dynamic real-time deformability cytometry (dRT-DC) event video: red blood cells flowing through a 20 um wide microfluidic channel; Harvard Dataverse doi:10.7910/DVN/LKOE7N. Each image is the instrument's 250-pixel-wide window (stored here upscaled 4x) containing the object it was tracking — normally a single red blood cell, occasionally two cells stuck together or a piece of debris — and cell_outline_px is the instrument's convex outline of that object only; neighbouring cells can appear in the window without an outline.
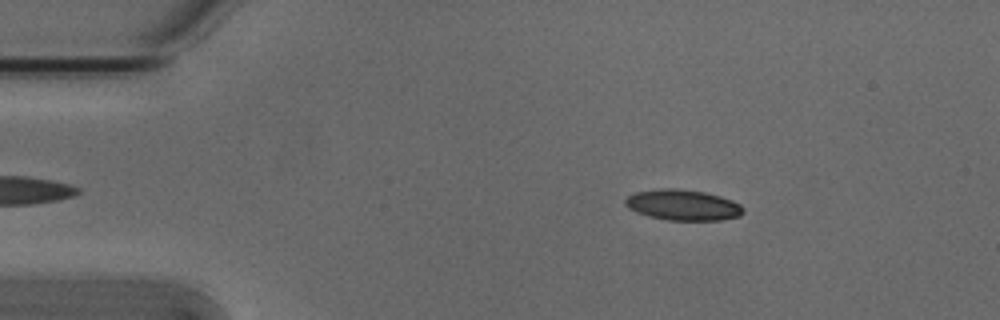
{"species": "Egyptian fruit bat (a non-hibernating species)", "species_latin": "Rousettus aegyptiacus", "temperature_condition": "cold", "stored_images_in_passage": 51, "camera_frame_rate_fps": 3000, "um_per_image_px": 0.085, "animal": {"sex": "male"}, "frame": {"image": 1, "passage_image": 6, "time_ms": 1.667, "image_size_px": [1000, 320], "cell_outline_px": [[744, 212], [740, 216], [720, 220], [668, 220], [648, 216], [636, 212], [628, 208], [624, 204], [624, 200], [628, 196], [636, 192], [660, 188], [676, 188], [704, 192], [720, 196], [732, 200], [740, 204], [744, 208]], "centroid_in_image_um": [58.04, 17.42], "position_along_channel_um": 27.0, "area_um2": 21.21}}
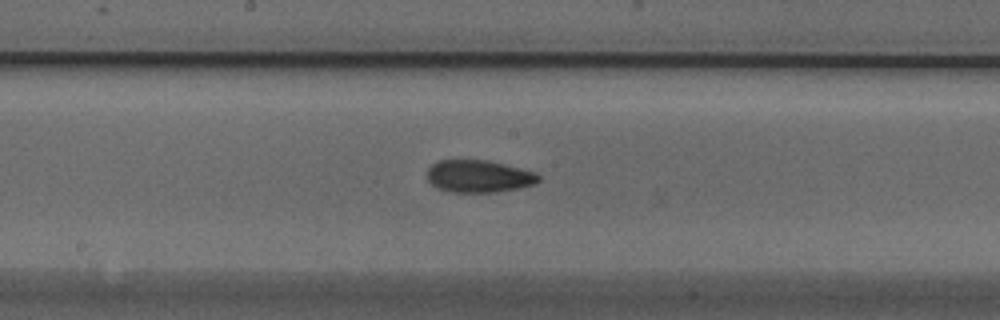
{"frame": {"image": 2, "passage_image": 25, "time_ms": 8.0, "image_size_px": [1000, 320], "cell_outline_px": [[540, 180], [536, 184], [520, 188], [496, 192], [452, 192], [436, 188], [428, 180], [428, 168], [432, 164], [440, 160], [488, 160], [536, 172], [540, 176]], "centroid_in_image_um": [40.72, 14.99], "position_along_channel_um": 207.5, "area_um2": 21.1}}
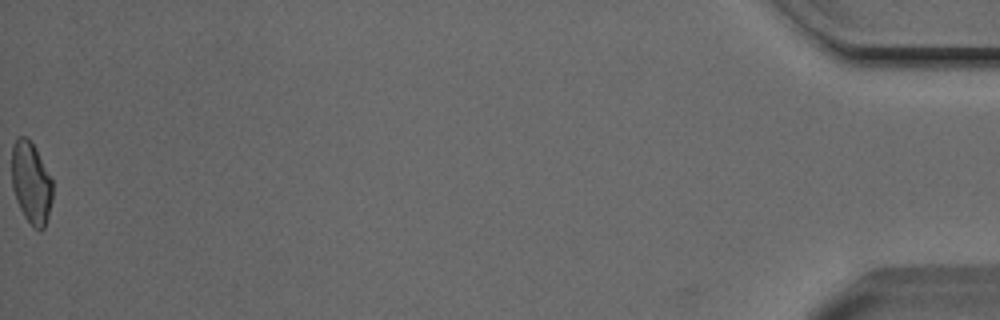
{"frame": {"image": 3, "passage_image": 51, "time_ms": 16.667, "image_size_px": [1000, 320], "cell_outline_px": [[52, 200], [48, 216], [44, 228], [36, 228], [24, 216], [16, 200], [12, 188], [12, 144], [20, 136], [24, 136], [32, 144], [52, 180]], "centroid_in_image_um": [2.63, 15.55], "position_along_channel_um": 432.6, "area_um2": 18.96}, "authors_computed_cell_mechanics": {"area_um2": 20.3456, "velocity_mm_per_s": 3.8296, "shape_relaxation_time_tau1_ms": 5.821, "shape_relaxation_time_tau2_ms": 5.2685, "deformation_change_tau1": 0.1256, "deformation_change_tau2": 0.13}}